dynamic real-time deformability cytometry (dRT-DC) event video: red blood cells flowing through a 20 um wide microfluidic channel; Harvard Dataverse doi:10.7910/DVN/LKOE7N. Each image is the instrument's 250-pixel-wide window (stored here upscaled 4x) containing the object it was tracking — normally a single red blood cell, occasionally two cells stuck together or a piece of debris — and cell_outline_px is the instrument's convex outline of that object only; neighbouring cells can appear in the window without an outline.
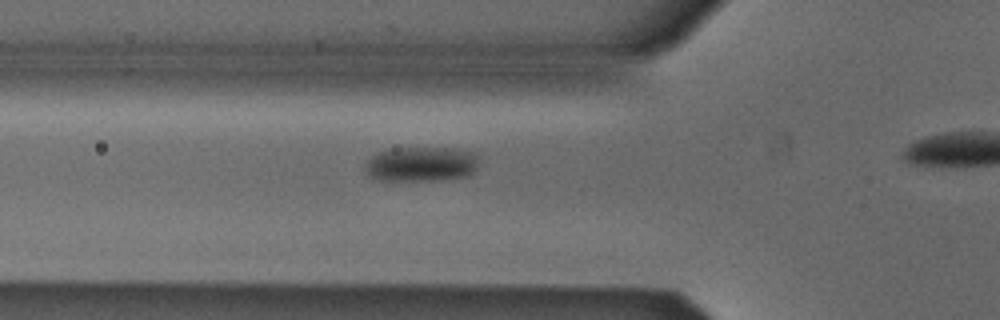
{"species": "Egyptian fruit bat (a non-hibernating species)", "species_latin": "Rousettus aegyptiacus", "temperature_condition": "cold", "stored_images_in_passage": 38, "camera_frame_rate_fps": 3000, "um_per_image_px": 0.085, "animal": {"sex": "male"}, "frame": {"image": 1, "passage_image": 13, "time_ms": 4.0, "image_size_px": [1000, 320], "cell_outline_px": [[480, 156], [476, 168], [468, 176], [436, 180], [380, 180], [372, 176], [364, 168], [364, 164], [372, 156], [380, 152], [392, 148], [456, 148], [472, 152]], "centroid_in_image_um": [35.84, 13.94], "position_along_channel_um": 90.0, "area_um2": 23.0}}
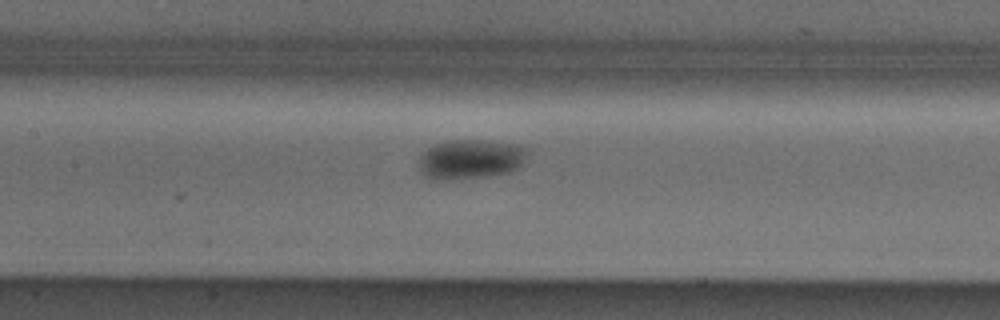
{"frame": {"image": 2, "passage_image": 19, "time_ms": 6.0, "image_size_px": [1000, 320], "cell_outline_px": [[528, 152], [520, 168], [508, 172], [484, 176], [448, 180], [432, 180], [424, 176], [420, 172], [420, 156], [428, 148], [436, 144], [452, 140], [484, 140], [520, 144]], "centroid_in_image_um": [40.0, 13.53], "position_along_channel_um": 167.4, "area_um2": 25.09}}
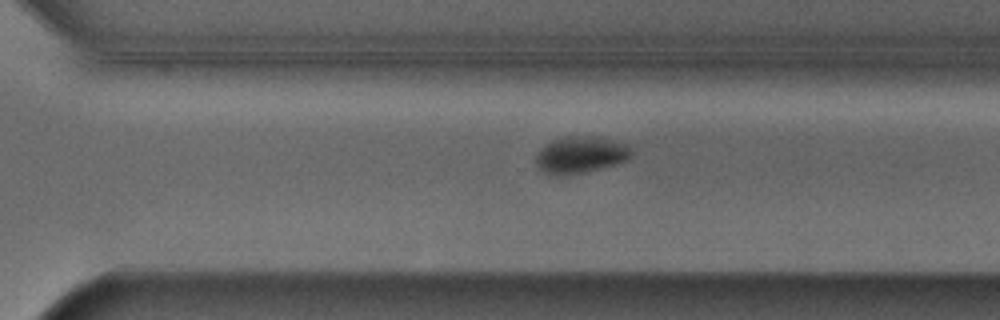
{"frame": {"image": 3, "passage_image": 31, "time_ms": 10.0, "image_size_px": [1000, 320], "cell_outline_px": [[632, 156], [628, 160], [620, 164], [568, 176], [548, 176], [536, 164], [536, 156], [540, 148], [552, 140], [568, 136], [588, 136], [632, 144]], "centroid_in_image_um": [49.38, 13.19], "position_along_channel_um": 321.2, "area_um2": 20.98}}